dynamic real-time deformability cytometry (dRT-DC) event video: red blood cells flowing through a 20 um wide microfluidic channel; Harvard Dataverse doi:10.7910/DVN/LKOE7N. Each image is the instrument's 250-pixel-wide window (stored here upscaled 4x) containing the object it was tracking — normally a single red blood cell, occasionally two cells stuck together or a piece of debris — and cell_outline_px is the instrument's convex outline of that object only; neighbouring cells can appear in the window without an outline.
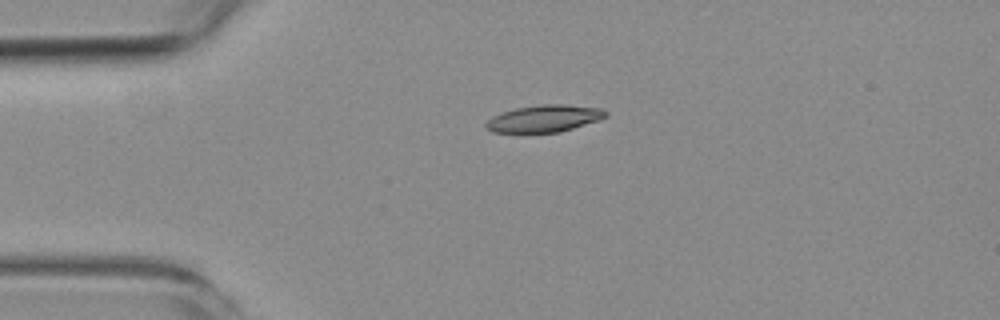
{"species": "common noctule bat (a hibernating species)", "species_latin": "Nyctalus noctula", "temperature_condition": "room temperature", "stored_images_in_passage": 3, "camera_frame_rate_fps": 3000, "um_per_image_px": 0.085, "animal": {"sex": "female", "body_mass_g": 19.3, "forearm_length_mm": 54.1}, "frame": {"image": 1, "passage_image": 1, "time_ms": 0.0, "image_size_px": [1000, 320], "cell_outline_px": [[608, 116], [600, 120], [560, 132], [492, 132], [484, 128], [484, 124], [492, 116], [516, 108], [540, 104], [564, 104], [600, 108], [608, 112]], "centroid_in_image_um": [46.27, 10.07], "position_along_channel_um": 38.7, "area_um2": 18.9}}
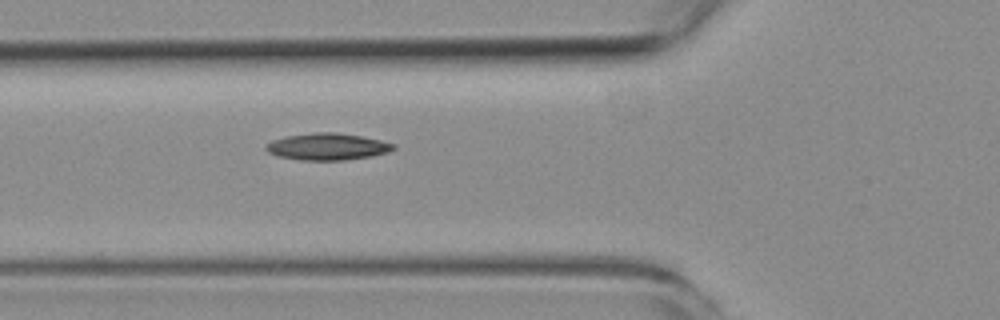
{"frame": {"image": 2, "passage_image": 3, "time_ms": 2.333, "image_size_px": [1000, 320], "cell_outline_px": [[396, 148], [388, 152], [372, 156], [344, 160], [300, 160], [280, 156], [268, 152], [264, 148], [272, 140], [288, 136], [316, 132], [336, 132], [360, 136], [380, 140], [396, 144]], "centroid_in_image_um": [27.86, 12.46], "position_along_channel_um": 97.9, "area_um2": 19.77}}